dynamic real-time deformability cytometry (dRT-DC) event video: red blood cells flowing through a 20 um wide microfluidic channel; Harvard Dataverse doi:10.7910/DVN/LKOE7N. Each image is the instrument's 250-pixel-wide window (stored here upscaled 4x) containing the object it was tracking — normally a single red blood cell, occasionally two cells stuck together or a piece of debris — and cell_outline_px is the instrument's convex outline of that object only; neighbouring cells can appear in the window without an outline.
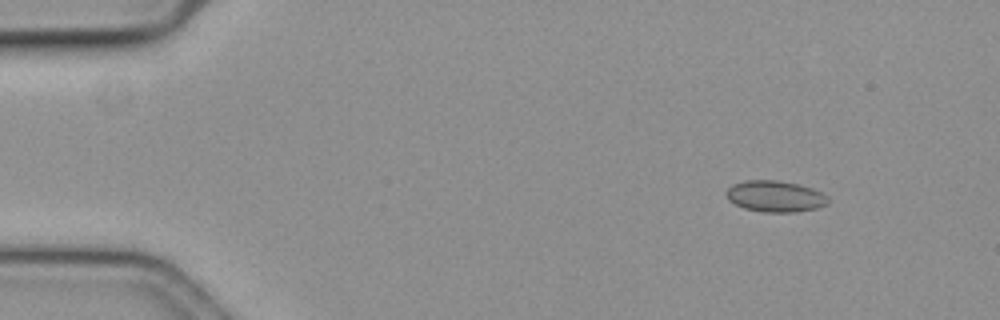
{"species": "common noctule bat (a hibernating species)", "species_latin": "Nyctalus noctula", "temperature_condition": "cold", "stored_images_in_passage": 52, "camera_frame_rate_fps": 3000, "um_per_image_px": 0.085, "animal": {"sex": "female", "body_mass_g": 19.3, "forearm_length_mm": 54.1}, "frame": {"image": 1, "passage_image": 1, "time_ms": 0.0, "image_size_px": [1000, 320], "cell_outline_px": [[828, 204], [816, 208], [796, 212], [764, 212], [744, 208], [728, 200], [724, 192], [732, 184], [744, 180], [776, 180], [796, 184], [812, 188], [828, 196]], "centroid_in_image_um": [65.86, 16.68], "position_along_channel_um": 19.1, "area_um2": 18.55}}
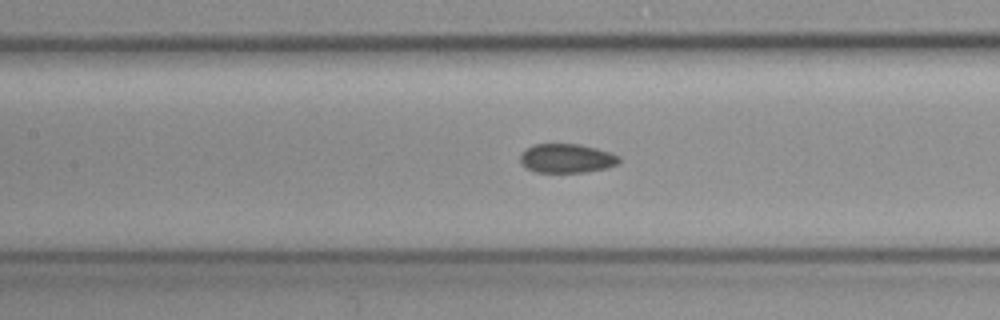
{"frame": {"image": 2, "passage_image": 21, "time_ms": 6.667, "image_size_px": [1000, 320], "cell_outline_px": [[620, 164], [608, 168], [588, 172], [536, 172], [524, 168], [520, 164], [520, 152], [532, 144], [580, 144], [612, 152], [620, 156]], "centroid_in_image_um": [48.17, 13.46], "position_along_channel_um": 159.2, "area_um2": 17.22}}
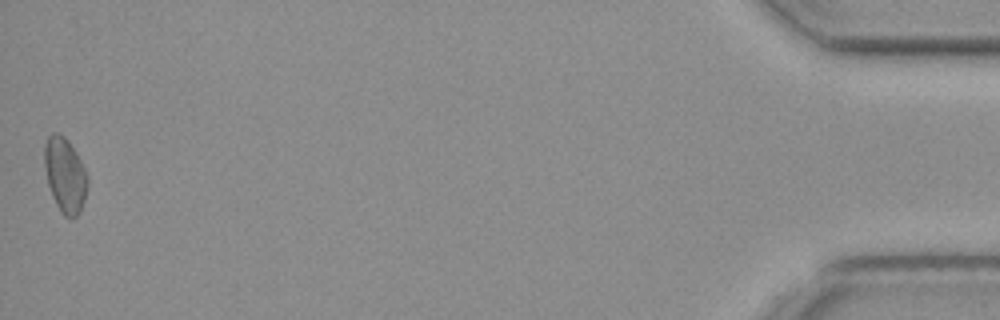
{"frame": {"image": 3, "passage_image": 52, "time_ms": 17.0, "image_size_px": [1000, 320], "cell_outline_px": [[88, 184], [84, 200], [80, 212], [72, 220], [64, 216], [60, 212], [52, 196], [48, 184], [44, 164], [44, 144], [48, 136], [52, 132], [56, 132], [64, 136], [68, 140], [76, 152], [88, 176]], "centroid_in_image_um": [5.52, 14.89], "position_along_channel_um": 429.7, "area_um2": 18.96}, "authors_computed_cell_mechanics": {"area_um2": 17.3111, "velocity_mm_per_s": 3.5881, "shape_relaxation_time_tau1_ms": null, "shape_relaxation_time_tau2_ms": 2.824, "deformation_change_tau1": null, "deformation_change_tau2": 0.0823}}